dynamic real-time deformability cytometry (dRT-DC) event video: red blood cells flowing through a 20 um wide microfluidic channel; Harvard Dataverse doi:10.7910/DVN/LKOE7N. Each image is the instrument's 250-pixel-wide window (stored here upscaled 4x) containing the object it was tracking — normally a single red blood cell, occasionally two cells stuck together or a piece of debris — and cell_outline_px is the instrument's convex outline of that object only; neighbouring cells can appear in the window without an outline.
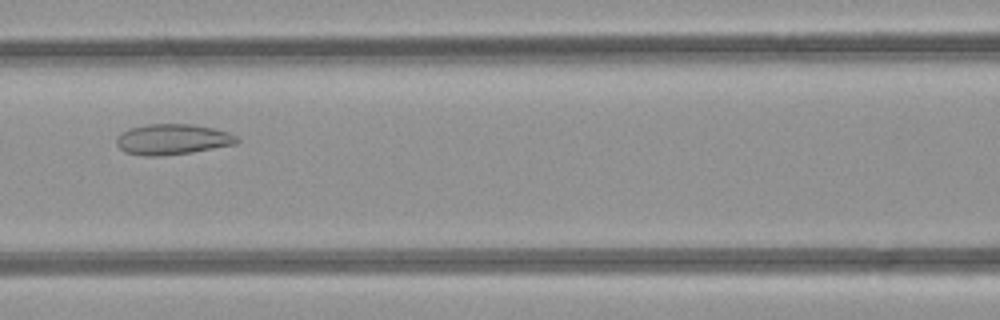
{"species": "common noctule bat (a hibernating species)", "species_latin": "Nyctalus noctula", "temperature_condition": "room temperature", "stored_images_in_passage": 26, "camera_frame_rate_fps": 3000, "um_per_image_px": 0.085, "animal": {"sex": "female", "body_mass_g": 21.9}, "frame": {"image": 1, "passage_image": 10, "time_ms": 3.0, "image_size_px": [1000, 320], "cell_outline_px": [[240, 140], [236, 144], [192, 152], [164, 156], [144, 156], [124, 152], [116, 144], [116, 136], [120, 132], [128, 128], [148, 124], [192, 124], [212, 128], [228, 132], [240, 136]], "centroid_in_image_um": [14.65, 11.84], "position_along_channel_um": 152.0, "area_um2": 21.79}}
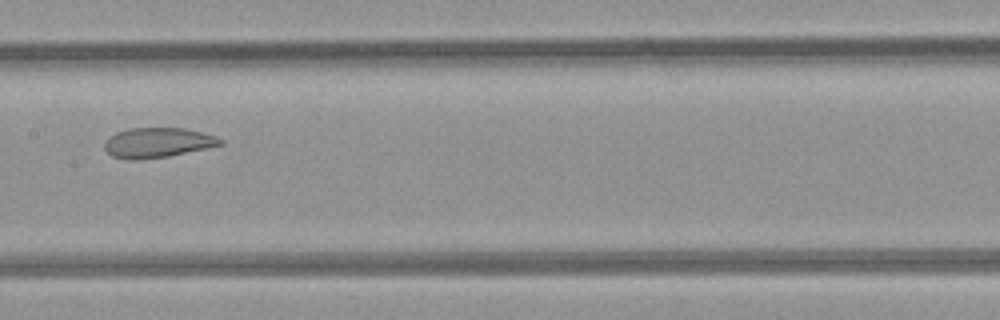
{"frame": {"image": 2, "passage_image": 13, "time_ms": 4.0, "image_size_px": [1000, 320], "cell_outline_px": [[224, 144], [208, 148], [168, 156], [136, 160], [128, 160], [112, 156], [104, 148], [104, 144], [108, 136], [116, 132], [128, 128], [184, 128], [216, 136], [224, 140]], "centroid_in_image_um": [13.38, 12.12], "position_along_channel_um": 194.0, "area_um2": 20.29}}
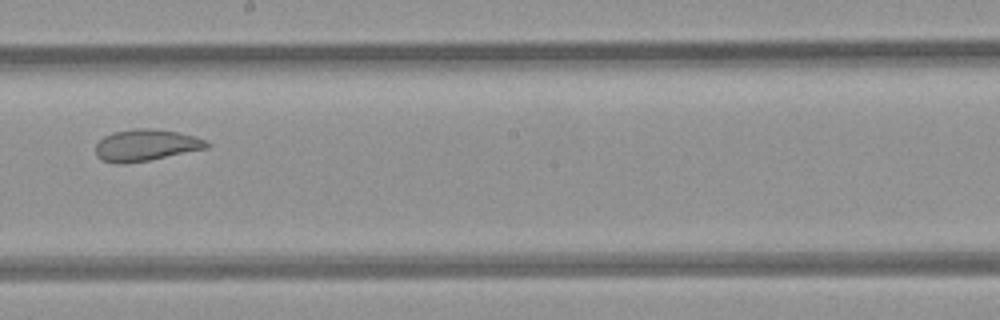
{"frame": {"image": 3, "passage_image": 16, "time_ms": 5.0, "image_size_px": [1000, 320], "cell_outline_px": [[212, 144], [208, 148], [148, 160], [124, 164], [116, 164], [100, 160], [96, 156], [96, 144], [104, 136], [112, 132], [132, 128], [152, 128], [176, 132], [208, 140]], "centroid_in_image_um": [12.38, 12.34], "position_along_channel_um": 235.8, "area_um2": 20.63}}